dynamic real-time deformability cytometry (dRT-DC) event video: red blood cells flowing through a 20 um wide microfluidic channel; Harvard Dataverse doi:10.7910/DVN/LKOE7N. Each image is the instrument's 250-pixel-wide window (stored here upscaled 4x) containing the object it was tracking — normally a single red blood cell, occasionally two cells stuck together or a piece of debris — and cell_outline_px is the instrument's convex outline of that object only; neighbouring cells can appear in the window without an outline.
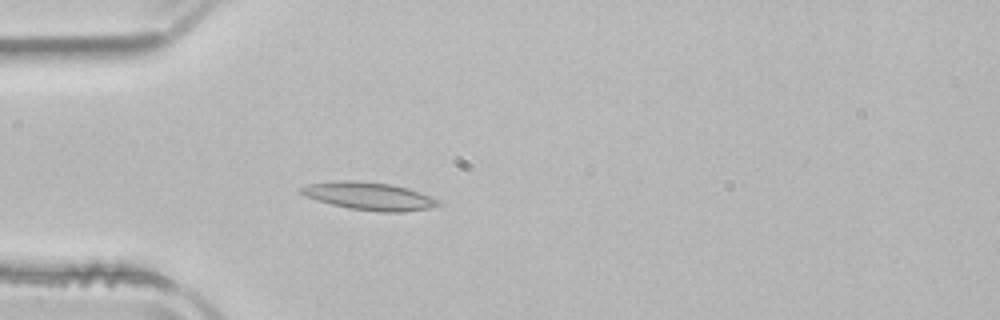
{"species": "common noctule bat (a hibernating species)", "species_latin": "Nyctalus noctula", "temperature_condition": "room temperature", "stored_images_in_passage": 2, "camera_frame_rate_fps": 3000, "um_per_image_px": 0.085, "animal": {"sex": "male", "body_mass_g": 21.5, "forearm_length_mm": 52.0}, "frame": {"image": 1, "passage_image": 2, "time_ms": 0.333, "image_size_px": [1000, 320], "cell_outline_px": [[444, 204], [428, 208], [404, 212], [380, 212], [348, 208], [332, 204], [304, 196], [296, 188], [308, 184], [344, 180], [356, 180], [392, 184], [408, 188], [444, 200]], "centroid_in_image_um": [31.43, 16.67], "position_along_channel_um": 53.6, "area_um2": 22.54}}